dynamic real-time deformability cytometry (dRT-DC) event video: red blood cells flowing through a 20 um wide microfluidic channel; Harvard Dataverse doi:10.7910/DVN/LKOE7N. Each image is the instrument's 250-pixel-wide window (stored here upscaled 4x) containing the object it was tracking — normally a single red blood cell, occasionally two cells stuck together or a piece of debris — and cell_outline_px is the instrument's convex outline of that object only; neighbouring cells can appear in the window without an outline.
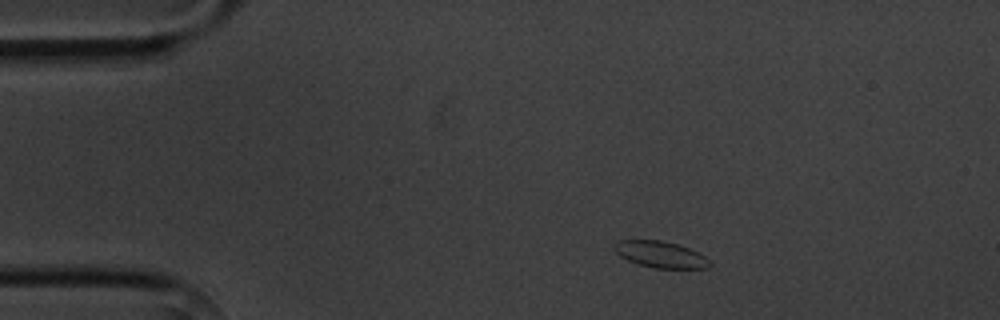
{"species": "common noctule bat (a hibernating species)", "species_latin": "Nyctalus noctula", "temperature_condition": "cold", "stored_images_in_passage": 2, "camera_frame_rate_fps": 3000, "um_per_image_px": 0.085, "animal": {"sex": "male", "body_mass_g": 20.1, "forearm_length_mm": 53.5}, "frame": {"image": 1, "passage_image": 1, "time_ms": 0.0, "image_size_px": [1000, 320], "cell_outline_px": [[712, 264], [708, 268], [656, 268], [636, 264], [620, 256], [612, 248], [616, 240], [660, 240], [676, 244], [688, 248], [704, 256]], "centroid_in_image_um": [56.09, 21.63], "position_along_channel_um": 28.9, "area_um2": 14.62}}